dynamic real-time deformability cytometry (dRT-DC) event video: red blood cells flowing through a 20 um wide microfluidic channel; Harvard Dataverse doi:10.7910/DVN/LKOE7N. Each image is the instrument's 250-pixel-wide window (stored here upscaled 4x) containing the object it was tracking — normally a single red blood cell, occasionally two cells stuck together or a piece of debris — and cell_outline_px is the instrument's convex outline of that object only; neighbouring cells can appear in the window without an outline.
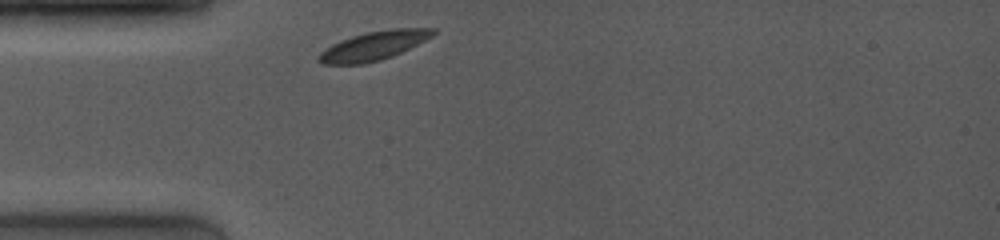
{"species": "common noctule bat (a hibernating species)", "species_latin": "Nyctalus noctula", "temperature_condition": "room temperature", "stored_images_in_passage": 22, "camera_frame_rate_fps": 4000, "um_per_image_px": 0.085, "animal": {"sex": "female", "body_mass_g": 19.0, "forearm_length_mm": 53.3}, "frame": {"image": 1, "passage_image": 1, "time_ms": 0.0, "image_size_px": [1000, 240], "cell_outline_px": [[436, 32], [432, 36], [392, 56], [380, 60], [364, 64], [324, 64], [316, 60], [316, 56], [320, 52], [332, 44], [340, 40], [352, 36], [368, 32], [392, 28], [436, 28]], "centroid_in_image_um": [31.72, 3.89], "position_along_channel_um": 53.3, "area_um2": 19.07}}
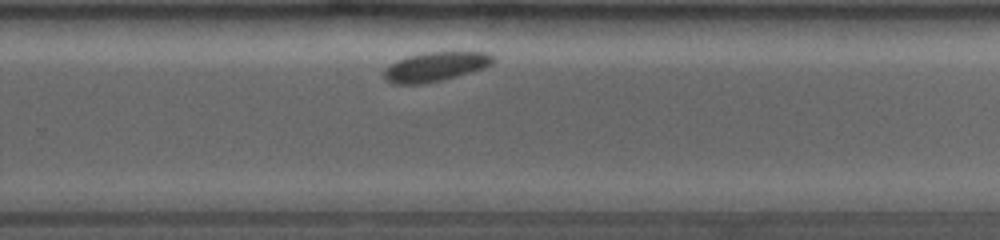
{"frame": {"image": 2, "passage_image": 14, "time_ms": 5.75, "image_size_px": [1000, 240], "cell_outline_px": [[496, 60], [492, 64], [484, 68], [444, 80], [424, 84], [392, 84], [384, 76], [384, 68], [388, 64], [396, 60], [408, 56], [424, 52], [488, 52], [496, 56]], "centroid_in_image_um": [37.03, 5.66], "position_along_channel_um": 292.8, "area_um2": 18.96}}
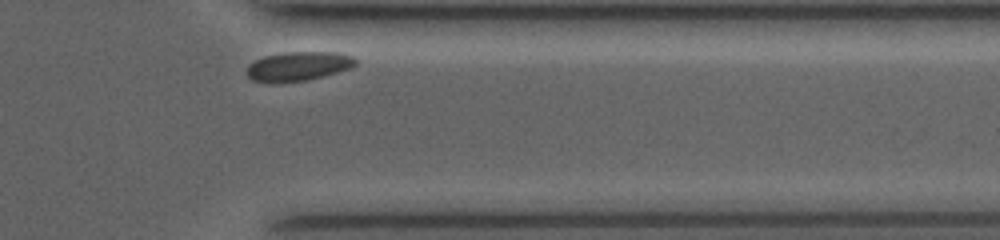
{"frame": {"image": 3, "passage_image": 22, "time_ms": 8.25, "image_size_px": [1000, 240], "cell_outline_px": [[360, 60], [352, 68], [308, 80], [276, 84], [272, 84], [252, 80], [248, 76], [248, 64], [264, 56], [284, 52], [340, 52], [352, 56]], "centroid_in_image_um": [25.38, 5.64], "position_along_channel_um": 386.0, "area_um2": 18.9}}